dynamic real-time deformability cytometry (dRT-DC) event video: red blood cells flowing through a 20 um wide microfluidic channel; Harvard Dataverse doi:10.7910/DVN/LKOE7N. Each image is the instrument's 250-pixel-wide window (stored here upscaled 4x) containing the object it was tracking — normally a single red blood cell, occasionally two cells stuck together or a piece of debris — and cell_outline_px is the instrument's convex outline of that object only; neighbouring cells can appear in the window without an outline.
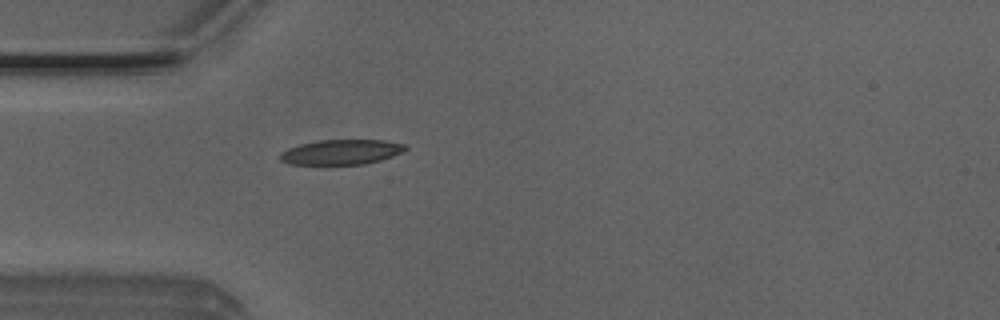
{"species": "Egyptian fruit bat (a non-hibernating species)", "species_latin": "Rousettus aegyptiacus", "temperature_condition": "room temperature", "stored_images_in_passage": 5, "camera_frame_rate_fps": 3000, "um_per_image_px": 0.085, "animal": {"sex": "male"}, "frame": {"image": 1, "passage_image": 5, "time_ms": 1.333, "image_size_px": [1000, 320], "cell_outline_px": [[408, 148], [404, 152], [380, 160], [364, 164], [292, 164], [280, 160], [280, 152], [288, 148], [300, 144], [320, 140], [384, 140], [404, 144]], "centroid_in_image_um": [29.03, 12.92], "position_along_channel_um": 56.0, "area_um2": 18.15}}